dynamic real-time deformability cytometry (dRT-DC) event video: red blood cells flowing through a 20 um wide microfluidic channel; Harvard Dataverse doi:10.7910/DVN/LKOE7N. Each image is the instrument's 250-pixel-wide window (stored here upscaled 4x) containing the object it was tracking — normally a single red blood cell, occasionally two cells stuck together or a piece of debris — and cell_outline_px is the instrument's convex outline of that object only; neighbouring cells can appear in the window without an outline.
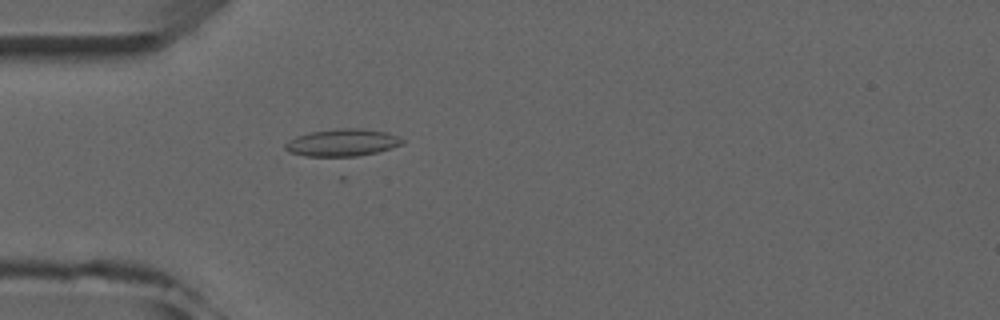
{"species": "common noctule bat (a hibernating species)", "species_latin": "Nyctalus noctula", "temperature_condition": "room temperature", "stored_images_in_passage": 5, "camera_frame_rate_fps": 3000, "um_per_image_px": 0.085, "animal": {"sex": "male", "forearm_length_mm": 52.5}, "frame": {"image": 1, "passage_image": 5, "time_ms": 4.667, "image_size_px": [1000, 320], "cell_outline_px": [[404, 144], [392, 148], [344, 160], [340, 160], [304, 156], [288, 152], [284, 148], [284, 144], [288, 140], [296, 136], [312, 132], [336, 128], [360, 128], [388, 132], [404, 140]], "centroid_in_image_um": [29.07, 12.18], "position_along_channel_um": 55.9, "area_um2": 19.59}}